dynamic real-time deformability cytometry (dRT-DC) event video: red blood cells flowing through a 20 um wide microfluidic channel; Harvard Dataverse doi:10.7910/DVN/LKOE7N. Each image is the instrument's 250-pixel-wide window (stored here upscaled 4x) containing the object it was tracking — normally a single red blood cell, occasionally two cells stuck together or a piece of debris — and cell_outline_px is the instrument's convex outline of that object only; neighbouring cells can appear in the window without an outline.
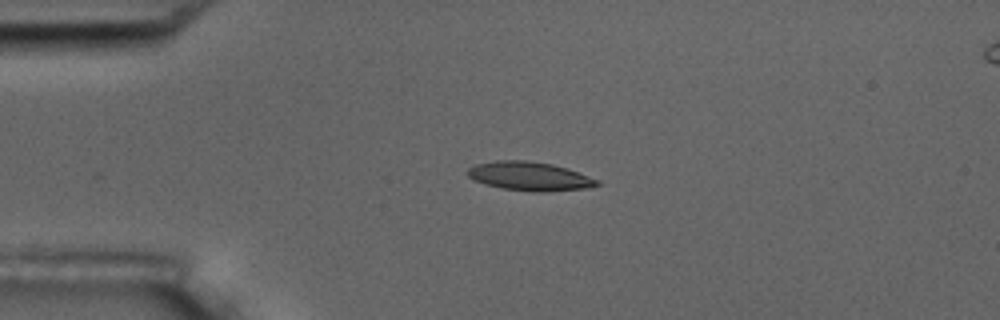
{"species": "common noctule bat (a hibernating species)", "species_latin": "Nyctalus noctula", "temperature_condition": "room temperature", "stored_images_in_passage": 3, "camera_frame_rate_fps": 3000, "um_per_image_px": 0.085, "animal": {"sex": "male", "body_mass_g": 17.5, "forearm_length_mm": 52.3}, "frame": {"image": 1, "passage_image": 3, "time_ms": 2.333, "image_size_px": [1000, 320], "cell_outline_px": [[600, 184], [588, 188], [544, 192], [532, 192], [504, 188], [484, 184], [472, 180], [468, 176], [468, 168], [476, 164], [496, 160], [524, 160], [552, 164], [568, 168], [600, 180]], "centroid_in_image_um": [45.03, 14.98], "position_along_channel_um": 40.0, "area_um2": 21.85}}